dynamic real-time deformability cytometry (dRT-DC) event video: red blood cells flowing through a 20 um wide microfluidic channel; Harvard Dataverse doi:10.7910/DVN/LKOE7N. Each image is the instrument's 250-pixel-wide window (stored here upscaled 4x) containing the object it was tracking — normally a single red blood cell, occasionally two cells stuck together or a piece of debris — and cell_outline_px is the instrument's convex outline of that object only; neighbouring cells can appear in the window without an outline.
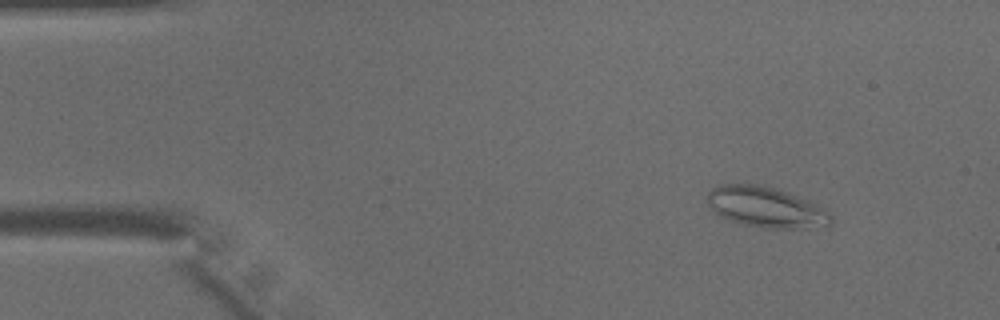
{"species": "common noctule bat (a hibernating species)", "species_latin": "Nyctalus noctula", "temperature_condition": "warm", "stored_images_in_passage": 46, "camera_frame_rate_fps": 3000, "um_per_image_px": 0.085, "animal": {"sex": "male", "body_mass_g": 15.6}, "frame": {"image": 1, "passage_image": 6, "time_ms": 1.667, "image_size_px": [1000, 320], "cell_outline_px": [[832, 224], [804, 228], [764, 228], [744, 224], [728, 220], [712, 212], [708, 204], [708, 192], [712, 188], [720, 184], [756, 184], [776, 188], [788, 192], [808, 200], [828, 212], [832, 216]], "centroid_in_image_um": [65.06, 17.61], "position_along_channel_um": 19.9, "area_um2": 29.19}}
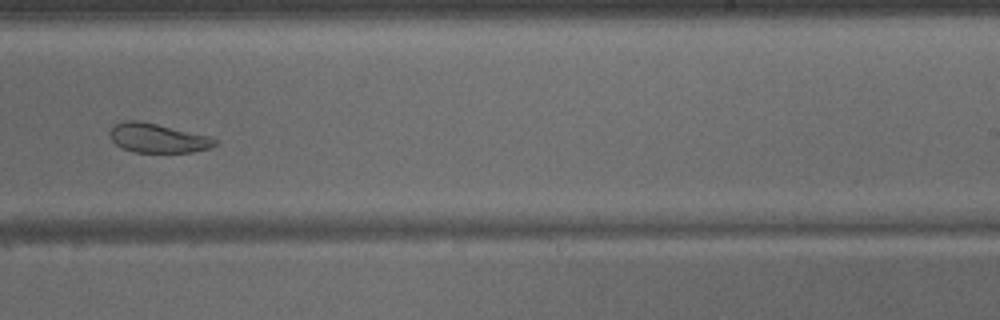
{"frame": {"image": 2, "passage_image": 29, "time_ms": 9.333, "image_size_px": [1000, 320], "cell_outline_px": [[220, 140], [216, 144], [208, 148], [192, 152], [136, 152], [124, 148], [116, 144], [108, 136], [108, 132], [112, 124], [124, 120], [140, 120], [212, 136]], "centroid_in_image_um": [13.4, 11.71], "position_along_channel_um": 275.6, "area_um2": 18.21}}
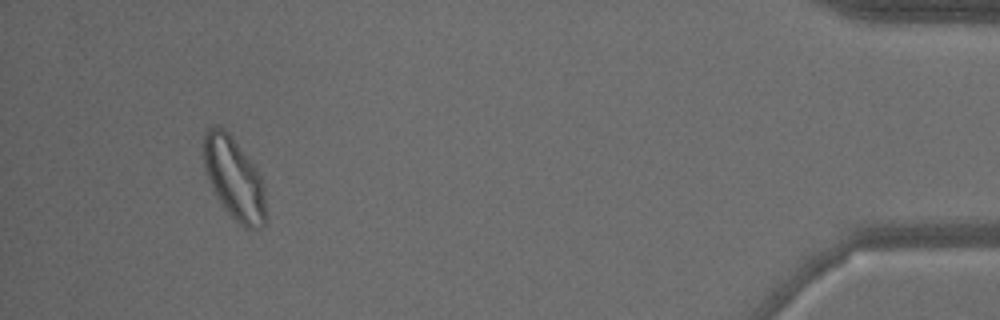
{"frame": {"image": 3, "passage_image": 43, "time_ms": 14.0, "image_size_px": [1000, 320], "cell_outline_px": [[268, 216], [264, 224], [260, 228], [244, 228], [224, 208], [216, 196], [212, 188], [204, 168], [204, 136], [208, 128], [212, 124], [216, 124], [224, 128], [232, 136], [252, 164], [260, 176], [264, 184]], "centroid_in_image_um": [19.92, 15.18], "position_along_channel_um": 415.3, "area_um2": 29.82}}